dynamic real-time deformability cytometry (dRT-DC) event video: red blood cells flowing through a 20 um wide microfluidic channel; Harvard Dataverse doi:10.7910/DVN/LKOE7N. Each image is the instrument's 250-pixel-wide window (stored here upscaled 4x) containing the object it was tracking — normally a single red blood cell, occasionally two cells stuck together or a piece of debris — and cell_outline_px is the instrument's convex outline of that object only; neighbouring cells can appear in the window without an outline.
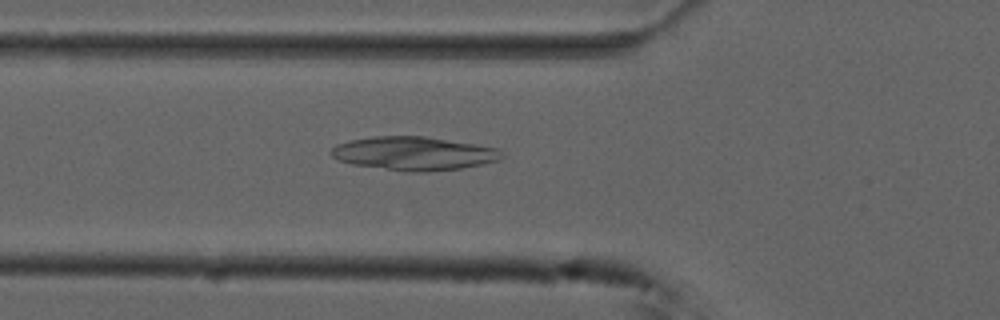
{"species": "common noctule bat (a hibernating species)", "species_latin": "Nyctalus noctula", "temperature_condition": "cold", "stored_images_in_passage": 54, "camera_frame_rate_fps": 3000, "um_per_image_px": 0.085, "animal": {"sex": "male", "forearm_length_mm": 52.5}, "frame": {"image": 1, "passage_image": 19, "time_ms": 6.0, "image_size_px": [1000, 320], "cell_outline_px": [[504, 156], [500, 160], [460, 168], [428, 172], [404, 172], [352, 164], [336, 160], [328, 152], [336, 144], [352, 140], [372, 136], [424, 136], [476, 144], [500, 148], [504, 152]], "centroid_in_image_um": [35.17, 13.05], "position_along_channel_um": 90.6, "area_um2": 33.7}}
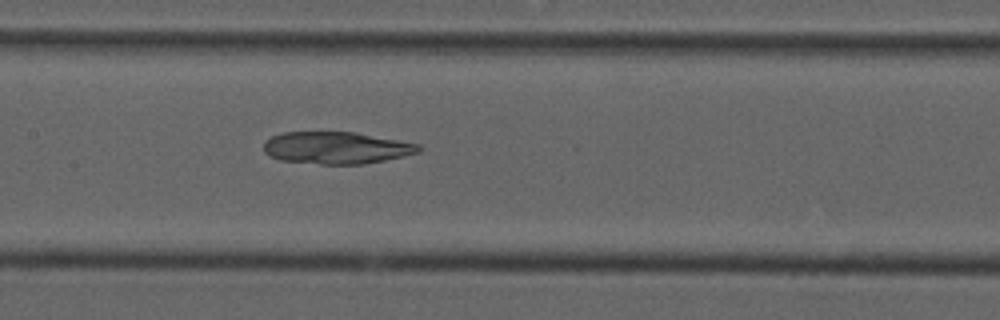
{"frame": {"image": 2, "passage_image": 26, "time_ms": 8.333, "image_size_px": [1000, 320], "cell_outline_px": [[424, 148], [420, 152], [384, 160], [364, 164], [320, 164], [280, 160], [268, 156], [264, 152], [264, 140], [272, 136], [284, 132], [356, 132], [420, 144]], "centroid_in_image_um": [28.58, 12.56], "position_along_channel_um": 178.8, "area_um2": 29.13}}
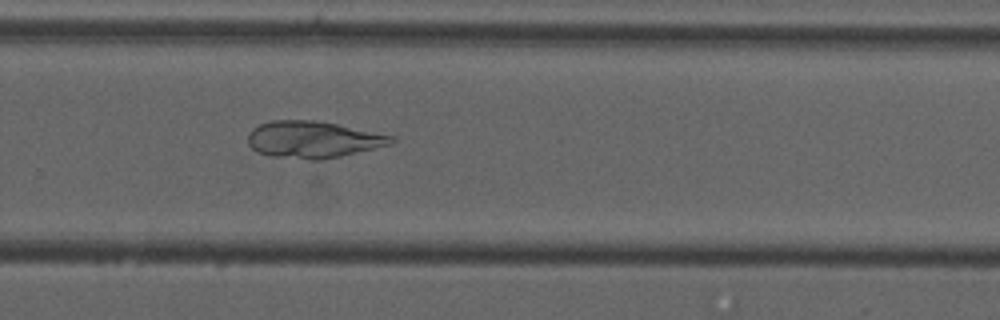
{"frame": {"image": 3, "passage_image": 36, "time_ms": 11.667, "image_size_px": [1000, 320], "cell_outline_px": [[396, 140], [392, 144], [324, 160], [312, 160], [272, 156], [256, 152], [248, 144], [248, 136], [252, 128], [260, 124], [272, 120], [316, 120], [396, 136]], "centroid_in_image_um": [26.62, 11.86], "position_along_channel_um": 303.2, "area_um2": 30.87}}